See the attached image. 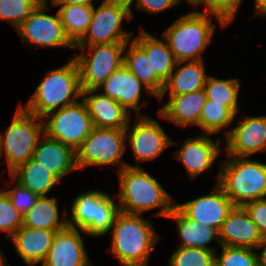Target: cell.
I'll use <instances>...</instances> for the list:
<instances>
[{"label": "cell", "mask_w": 266, "mask_h": 266, "mask_svg": "<svg viewBox=\"0 0 266 266\" xmlns=\"http://www.w3.org/2000/svg\"><path fill=\"white\" fill-rule=\"evenodd\" d=\"M118 174L120 189L117 197L121 212L142 215L160 208L155 214L167 218L175 207L174 198L142 167L126 166L118 170Z\"/></svg>", "instance_id": "obj_1"}, {"label": "cell", "mask_w": 266, "mask_h": 266, "mask_svg": "<svg viewBox=\"0 0 266 266\" xmlns=\"http://www.w3.org/2000/svg\"><path fill=\"white\" fill-rule=\"evenodd\" d=\"M140 216L120 211L111 228L108 251L121 266H148L151 251L160 239L152 223Z\"/></svg>", "instance_id": "obj_2"}, {"label": "cell", "mask_w": 266, "mask_h": 266, "mask_svg": "<svg viewBox=\"0 0 266 266\" xmlns=\"http://www.w3.org/2000/svg\"><path fill=\"white\" fill-rule=\"evenodd\" d=\"M82 98L79 67L75 58L64 66L47 71L43 80L25 105L28 113L40 118L46 114L72 105Z\"/></svg>", "instance_id": "obj_3"}, {"label": "cell", "mask_w": 266, "mask_h": 266, "mask_svg": "<svg viewBox=\"0 0 266 266\" xmlns=\"http://www.w3.org/2000/svg\"><path fill=\"white\" fill-rule=\"evenodd\" d=\"M217 182L234 206L266 198V164L229 156L220 161Z\"/></svg>", "instance_id": "obj_4"}, {"label": "cell", "mask_w": 266, "mask_h": 266, "mask_svg": "<svg viewBox=\"0 0 266 266\" xmlns=\"http://www.w3.org/2000/svg\"><path fill=\"white\" fill-rule=\"evenodd\" d=\"M214 15L192 11L180 16L161 35L173 52L176 61L203 60L202 52L210 44L216 29Z\"/></svg>", "instance_id": "obj_5"}, {"label": "cell", "mask_w": 266, "mask_h": 266, "mask_svg": "<svg viewBox=\"0 0 266 266\" xmlns=\"http://www.w3.org/2000/svg\"><path fill=\"white\" fill-rule=\"evenodd\" d=\"M113 199L98 190L80 193L73 199L68 227L82 230L84 234L95 238L109 233L120 212L119 204Z\"/></svg>", "instance_id": "obj_6"}, {"label": "cell", "mask_w": 266, "mask_h": 266, "mask_svg": "<svg viewBox=\"0 0 266 266\" xmlns=\"http://www.w3.org/2000/svg\"><path fill=\"white\" fill-rule=\"evenodd\" d=\"M43 134L42 118L28 113L18 105L5 134L0 132L1 153L6 157L9 175L32 158Z\"/></svg>", "instance_id": "obj_7"}, {"label": "cell", "mask_w": 266, "mask_h": 266, "mask_svg": "<svg viewBox=\"0 0 266 266\" xmlns=\"http://www.w3.org/2000/svg\"><path fill=\"white\" fill-rule=\"evenodd\" d=\"M125 129H109L93 127L91 133L75 150L77 169L89 166L117 165L122 168L129 166L122 161L126 152Z\"/></svg>", "instance_id": "obj_8"}, {"label": "cell", "mask_w": 266, "mask_h": 266, "mask_svg": "<svg viewBox=\"0 0 266 266\" xmlns=\"http://www.w3.org/2000/svg\"><path fill=\"white\" fill-rule=\"evenodd\" d=\"M125 48L126 43L75 46V49L82 50L74 57L79 67L81 89H98L112 73L121 68L124 65Z\"/></svg>", "instance_id": "obj_9"}, {"label": "cell", "mask_w": 266, "mask_h": 266, "mask_svg": "<svg viewBox=\"0 0 266 266\" xmlns=\"http://www.w3.org/2000/svg\"><path fill=\"white\" fill-rule=\"evenodd\" d=\"M80 100L81 102L78 101L42 117L44 134L69 145L74 150L82 144L93 129L87 105L82 98Z\"/></svg>", "instance_id": "obj_10"}, {"label": "cell", "mask_w": 266, "mask_h": 266, "mask_svg": "<svg viewBox=\"0 0 266 266\" xmlns=\"http://www.w3.org/2000/svg\"><path fill=\"white\" fill-rule=\"evenodd\" d=\"M49 11L48 1L42 0L26 20L16 29L25 42L37 48L75 46L67 38L58 11L55 15L46 14Z\"/></svg>", "instance_id": "obj_11"}, {"label": "cell", "mask_w": 266, "mask_h": 266, "mask_svg": "<svg viewBox=\"0 0 266 266\" xmlns=\"http://www.w3.org/2000/svg\"><path fill=\"white\" fill-rule=\"evenodd\" d=\"M123 19H132L130 10L103 3L96 9L94 6L88 30L75 46L127 43L133 35L123 29Z\"/></svg>", "instance_id": "obj_12"}, {"label": "cell", "mask_w": 266, "mask_h": 266, "mask_svg": "<svg viewBox=\"0 0 266 266\" xmlns=\"http://www.w3.org/2000/svg\"><path fill=\"white\" fill-rule=\"evenodd\" d=\"M129 124L125 136L137 160V165L131 167H141L139 163L154 160L166 148L177 144L165 133L160 123L148 115H138L132 128Z\"/></svg>", "instance_id": "obj_13"}, {"label": "cell", "mask_w": 266, "mask_h": 266, "mask_svg": "<svg viewBox=\"0 0 266 266\" xmlns=\"http://www.w3.org/2000/svg\"><path fill=\"white\" fill-rule=\"evenodd\" d=\"M237 124L225 132L227 156L249 157L266 150V115L239 118Z\"/></svg>", "instance_id": "obj_14"}, {"label": "cell", "mask_w": 266, "mask_h": 266, "mask_svg": "<svg viewBox=\"0 0 266 266\" xmlns=\"http://www.w3.org/2000/svg\"><path fill=\"white\" fill-rule=\"evenodd\" d=\"M175 206L189 219L201 225H209L220 231L229 212L234 208L230 198L216 184L208 195H202Z\"/></svg>", "instance_id": "obj_15"}, {"label": "cell", "mask_w": 266, "mask_h": 266, "mask_svg": "<svg viewBox=\"0 0 266 266\" xmlns=\"http://www.w3.org/2000/svg\"><path fill=\"white\" fill-rule=\"evenodd\" d=\"M210 134H201L184 140L183 145L175 151V158L180 161L191 178L208 170L221 154L223 139L212 140Z\"/></svg>", "instance_id": "obj_16"}, {"label": "cell", "mask_w": 266, "mask_h": 266, "mask_svg": "<svg viewBox=\"0 0 266 266\" xmlns=\"http://www.w3.org/2000/svg\"><path fill=\"white\" fill-rule=\"evenodd\" d=\"M80 232L68 226L57 231L42 266H92Z\"/></svg>", "instance_id": "obj_17"}, {"label": "cell", "mask_w": 266, "mask_h": 266, "mask_svg": "<svg viewBox=\"0 0 266 266\" xmlns=\"http://www.w3.org/2000/svg\"><path fill=\"white\" fill-rule=\"evenodd\" d=\"M263 237L242 206H234L219 231L220 246L258 249Z\"/></svg>", "instance_id": "obj_18"}, {"label": "cell", "mask_w": 266, "mask_h": 266, "mask_svg": "<svg viewBox=\"0 0 266 266\" xmlns=\"http://www.w3.org/2000/svg\"><path fill=\"white\" fill-rule=\"evenodd\" d=\"M148 91L146 95H154L125 65L112 73L99 87L103 95L115 99L127 112L130 110L140 112L142 106L139 104L142 89Z\"/></svg>", "instance_id": "obj_19"}, {"label": "cell", "mask_w": 266, "mask_h": 266, "mask_svg": "<svg viewBox=\"0 0 266 266\" xmlns=\"http://www.w3.org/2000/svg\"><path fill=\"white\" fill-rule=\"evenodd\" d=\"M97 91V89L82 90V100L87 105L93 127L126 129L131 114L115 99H111L102 93L96 94Z\"/></svg>", "instance_id": "obj_20"}, {"label": "cell", "mask_w": 266, "mask_h": 266, "mask_svg": "<svg viewBox=\"0 0 266 266\" xmlns=\"http://www.w3.org/2000/svg\"><path fill=\"white\" fill-rule=\"evenodd\" d=\"M34 149L32 159L52 172L60 181L67 173L77 170L76 153L69 145L42 135Z\"/></svg>", "instance_id": "obj_21"}, {"label": "cell", "mask_w": 266, "mask_h": 266, "mask_svg": "<svg viewBox=\"0 0 266 266\" xmlns=\"http://www.w3.org/2000/svg\"><path fill=\"white\" fill-rule=\"evenodd\" d=\"M207 100L203 89L182 95H169V101L159 108L157 114L180 127L199 126L202 108Z\"/></svg>", "instance_id": "obj_22"}, {"label": "cell", "mask_w": 266, "mask_h": 266, "mask_svg": "<svg viewBox=\"0 0 266 266\" xmlns=\"http://www.w3.org/2000/svg\"><path fill=\"white\" fill-rule=\"evenodd\" d=\"M56 232L22 226L9 240L24 263L35 266L45 260Z\"/></svg>", "instance_id": "obj_23"}, {"label": "cell", "mask_w": 266, "mask_h": 266, "mask_svg": "<svg viewBox=\"0 0 266 266\" xmlns=\"http://www.w3.org/2000/svg\"><path fill=\"white\" fill-rule=\"evenodd\" d=\"M204 65V60L177 61L169 79L165 82L164 90L159 97L160 101L168 91L169 95H182L203 89L208 77Z\"/></svg>", "instance_id": "obj_24"}, {"label": "cell", "mask_w": 266, "mask_h": 266, "mask_svg": "<svg viewBox=\"0 0 266 266\" xmlns=\"http://www.w3.org/2000/svg\"><path fill=\"white\" fill-rule=\"evenodd\" d=\"M167 218L176 221L178 236L181 239L177 247H195L207 251H216L208 246L212 241H219V231L209 225H201L189 220L176 206L168 214Z\"/></svg>", "instance_id": "obj_25"}, {"label": "cell", "mask_w": 266, "mask_h": 266, "mask_svg": "<svg viewBox=\"0 0 266 266\" xmlns=\"http://www.w3.org/2000/svg\"><path fill=\"white\" fill-rule=\"evenodd\" d=\"M124 65L156 98L162 95L165 83L157 76L155 71H152L151 60L133 39L131 43L130 41L126 43Z\"/></svg>", "instance_id": "obj_26"}, {"label": "cell", "mask_w": 266, "mask_h": 266, "mask_svg": "<svg viewBox=\"0 0 266 266\" xmlns=\"http://www.w3.org/2000/svg\"><path fill=\"white\" fill-rule=\"evenodd\" d=\"M67 214L65 208L60 220L56 197L40 196L35 205L23 215V227L60 231L68 226Z\"/></svg>", "instance_id": "obj_27"}, {"label": "cell", "mask_w": 266, "mask_h": 266, "mask_svg": "<svg viewBox=\"0 0 266 266\" xmlns=\"http://www.w3.org/2000/svg\"><path fill=\"white\" fill-rule=\"evenodd\" d=\"M134 41L146 52L151 60L152 71L165 83L174 70L176 60L173 52L169 49L167 41H161L146 32L143 28ZM165 41V42H164Z\"/></svg>", "instance_id": "obj_28"}, {"label": "cell", "mask_w": 266, "mask_h": 266, "mask_svg": "<svg viewBox=\"0 0 266 266\" xmlns=\"http://www.w3.org/2000/svg\"><path fill=\"white\" fill-rule=\"evenodd\" d=\"M10 175L22 186L39 196H48L47 194L53 186L61 183L52 172L32 158L19 166Z\"/></svg>", "instance_id": "obj_29"}, {"label": "cell", "mask_w": 266, "mask_h": 266, "mask_svg": "<svg viewBox=\"0 0 266 266\" xmlns=\"http://www.w3.org/2000/svg\"><path fill=\"white\" fill-rule=\"evenodd\" d=\"M58 9L64 32L75 46L86 34L91 22L94 5L52 4Z\"/></svg>", "instance_id": "obj_30"}, {"label": "cell", "mask_w": 266, "mask_h": 266, "mask_svg": "<svg viewBox=\"0 0 266 266\" xmlns=\"http://www.w3.org/2000/svg\"><path fill=\"white\" fill-rule=\"evenodd\" d=\"M204 90L207 99L225 106L235 117L238 109L240 83L238 79H217L208 75Z\"/></svg>", "instance_id": "obj_31"}, {"label": "cell", "mask_w": 266, "mask_h": 266, "mask_svg": "<svg viewBox=\"0 0 266 266\" xmlns=\"http://www.w3.org/2000/svg\"><path fill=\"white\" fill-rule=\"evenodd\" d=\"M236 117L221 104L207 99L200 115L199 127L204 134H215L233 124Z\"/></svg>", "instance_id": "obj_32"}, {"label": "cell", "mask_w": 266, "mask_h": 266, "mask_svg": "<svg viewBox=\"0 0 266 266\" xmlns=\"http://www.w3.org/2000/svg\"><path fill=\"white\" fill-rule=\"evenodd\" d=\"M216 251L195 247H177L170 255L168 266H215Z\"/></svg>", "instance_id": "obj_33"}, {"label": "cell", "mask_w": 266, "mask_h": 266, "mask_svg": "<svg viewBox=\"0 0 266 266\" xmlns=\"http://www.w3.org/2000/svg\"><path fill=\"white\" fill-rule=\"evenodd\" d=\"M42 0H0V20L17 29Z\"/></svg>", "instance_id": "obj_34"}, {"label": "cell", "mask_w": 266, "mask_h": 266, "mask_svg": "<svg viewBox=\"0 0 266 266\" xmlns=\"http://www.w3.org/2000/svg\"><path fill=\"white\" fill-rule=\"evenodd\" d=\"M222 254H215V266H260L259 253L246 247L221 246Z\"/></svg>", "instance_id": "obj_35"}, {"label": "cell", "mask_w": 266, "mask_h": 266, "mask_svg": "<svg viewBox=\"0 0 266 266\" xmlns=\"http://www.w3.org/2000/svg\"><path fill=\"white\" fill-rule=\"evenodd\" d=\"M1 187V186H0ZM23 226V215L10 202L7 194L0 191V231L7 233L9 239Z\"/></svg>", "instance_id": "obj_36"}, {"label": "cell", "mask_w": 266, "mask_h": 266, "mask_svg": "<svg viewBox=\"0 0 266 266\" xmlns=\"http://www.w3.org/2000/svg\"><path fill=\"white\" fill-rule=\"evenodd\" d=\"M243 0H207L204 13L214 15L220 26L225 28L231 24Z\"/></svg>", "instance_id": "obj_37"}, {"label": "cell", "mask_w": 266, "mask_h": 266, "mask_svg": "<svg viewBox=\"0 0 266 266\" xmlns=\"http://www.w3.org/2000/svg\"><path fill=\"white\" fill-rule=\"evenodd\" d=\"M10 177L12 179L11 182H15L13 188L10 190L3 187L2 190L7 194L10 202L17 211L24 215L35 205L40 196L22 186L11 175Z\"/></svg>", "instance_id": "obj_38"}, {"label": "cell", "mask_w": 266, "mask_h": 266, "mask_svg": "<svg viewBox=\"0 0 266 266\" xmlns=\"http://www.w3.org/2000/svg\"><path fill=\"white\" fill-rule=\"evenodd\" d=\"M242 207L259 228L262 237H266V198L248 202Z\"/></svg>", "instance_id": "obj_39"}, {"label": "cell", "mask_w": 266, "mask_h": 266, "mask_svg": "<svg viewBox=\"0 0 266 266\" xmlns=\"http://www.w3.org/2000/svg\"><path fill=\"white\" fill-rule=\"evenodd\" d=\"M135 1L136 10L157 14L179 4V0H132Z\"/></svg>", "instance_id": "obj_40"}, {"label": "cell", "mask_w": 266, "mask_h": 266, "mask_svg": "<svg viewBox=\"0 0 266 266\" xmlns=\"http://www.w3.org/2000/svg\"><path fill=\"white\" fill-rule=\"evenodd\" d=\"M102 3L108 4V5H117V6H121L123 8H126V9L130 10L131 17L133 18L131 5L134 2L132 0H103Z\"/></svg>", "instance_id": "obj_41"}, {"label": "cell", "mask_w": 266, "mask_h": 266, "mask_svg": "<svg viewBox=\"0 0 266 266\" xmlns=\"http://www.w3.org/2000/svg\"><path fill=\"white\" fill-rule=\"evenodd\" d=\"M52 4L94 5V0H50Z\"/></svg>", "instance_id": "obj_42"}, {"label": "cell", "mask_w": 266, "mask_h": 266, "mask_svg": "<svg viewBox=\"0 0 266 266\" xmlns=\"http://www.w3.org/2000/svg\"><path fill=\"white\" fill-rule=\"evenodd\" d=\"M258 249L261 250V253L258 254L260 266H266V237L262 239Z\"/></svg>", "instance_id": "obj_43"}, {"label": "cell", "mask_w": 266, "mask_h": 266, "mask_svg": "<svg viewBox=\"0 0 266 266\" xmlns=\"http://www.w3.org/2000/svg\"><path fill=\"white\" fill-rule=\"evenodd\" d=\"M255 1V15L266 16V0H254Z\"/></svg>", "instance_id": "obj_44"}, {"label": "cell", "mask_w": 266, "mask_h": 266, "mask_svg": "<svg viewBox=\"0 0 266 266\" xmlns=\"http://www.w3.org/2000/svg\"><path fill=\"white\" fill-rule=\"evenodd\" d=\"M182 0H179V3L181 2ZM188 3L192 4L194 7H197L199 5H202L204 4L207 0H186Z\"/></svg>", "instance_id": "obj_45"}, {"label": "cell", "mask_w": 266, "mask_h": 266, "mask_svg": "<svg viewBox=\"0 0 266 266\" xmlns=\"http://www.w3.org/2000/svg\"><path fill=\"white\" fill-rule=\"evenodd\" d=\"M3 251L0 249V262H2L3 260H5V256H3Z\"/></svg>", "instance_id": "obj_46"}, {"label": "cell", "mask_w": 266, "mask_h": 266, "mask_svg": "<svg viewBox=\"0 0 266 266\" xmlns=\"http://www.w3.org/2000/svg\"><path fill=\"white\" fill-rule=\"evenodd\" d=\"M0 266H9V264L7 265L3 260L2 262H0Z\"/></svg>", "instance_id": "obj_47"}, {"label": "cell", "mask_w": 266, "mask_h": 266, "mask_svg": "<svg viewBox=\"0 0 266 266\" xmlns=\"http://www.w3.org/2000/svg\"><path fill=\"white\" fill-rule=\"evenodd\" d=\"M1 157H2V153H1V147H0V161H1V159H2Z\"/></svg>", "instance_id": "obj_48"}]
</instances>
